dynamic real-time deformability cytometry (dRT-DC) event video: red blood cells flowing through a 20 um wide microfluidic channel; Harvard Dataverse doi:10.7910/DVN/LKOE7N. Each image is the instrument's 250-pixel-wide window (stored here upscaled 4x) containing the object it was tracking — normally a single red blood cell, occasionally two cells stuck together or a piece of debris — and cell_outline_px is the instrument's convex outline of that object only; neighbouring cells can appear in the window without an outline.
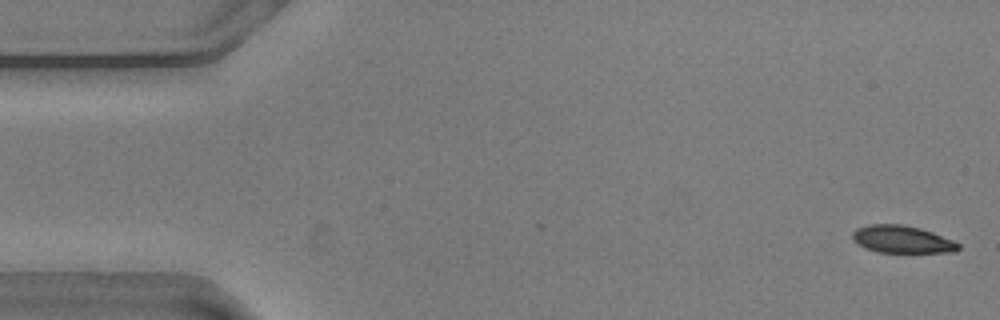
{"species": "common noctule bat (a hibernating species)", "species_latin": "Nyctalus noctula", "temperature_condition": "warm", "stored_images_in_passage": 56, "camera_frame_rate_fps": 3000, "um_per_image_px": 0.085, "animal": {"sex": "male", "body_mass_g": 20.5, "forearm_length_mm": 52.5}, "frame": {"image": 1, "passage_image": 2, "time_ms": 0.333, "image_size_px": [1000, 320], "cell_outline_px": [[960, 248], [956, 252], [876, 252], [864, 248], [856, 244], [852, 240], [852, 232], [856, 228], [868, 224], [904, 224], [920, 228], [932, 232], [952, 240], [960, 244]], "centroid_in_image_um": [76.62, 20.34], "position_along_channel_um": 8.4, "area_um2": 17.11}}
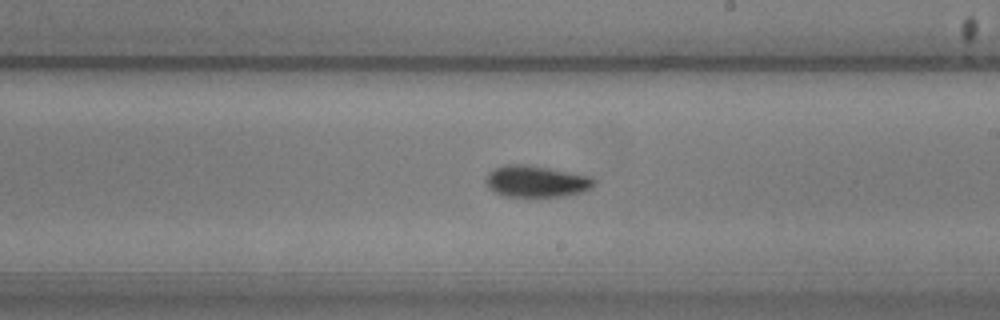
{"frame": {"image": 2, "passage_image": 32, "time_ms": 10.333, "image_size_px": [1000, 320], "cell_outline_px": [[596, 184], [592, 188], [584, 192], [564, 196], [536, 200], [504, 196], [488, 188], [484, 184], [484, 180], [488, 172], [492, 168], [504, 164], [528, 164], [592, 176], [596, 180]], "centroid_in_image_um": [45.57, 15.46], "position_along_channel_um": 243.4, "area_um2": 21.21}}
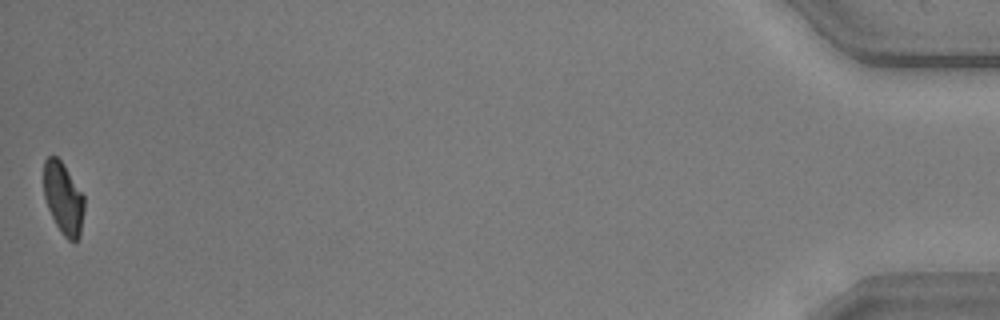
{"frame": {"image": 3, "passage_image": 56, "time_ms": 18.333, "image_size_px": [1000, 320], "cell_outline_px": [[84, 208], [80, 236], [72, 244], [60, 232], [48, 208], [44, 196], [44, 160], [48, 156], [56, 156], [64, 164], [84, 196]], "centroid_in_image_um": [5.39, 16.87], "position_along_channel_um": 429.8, "area_um2": 16.99}, "authors_computed_cell_mechanics": {"area_um2": 18.6116, "velocity_mm_per_s": 3.6052, "shape_relaxation_time_tau1_ms": 4.3395, "shape_relaxation_time_tau2_ms": 3.2749, "deformation_change_tau1": 0.1245, "deformation_change_tau2": 0.0781}}